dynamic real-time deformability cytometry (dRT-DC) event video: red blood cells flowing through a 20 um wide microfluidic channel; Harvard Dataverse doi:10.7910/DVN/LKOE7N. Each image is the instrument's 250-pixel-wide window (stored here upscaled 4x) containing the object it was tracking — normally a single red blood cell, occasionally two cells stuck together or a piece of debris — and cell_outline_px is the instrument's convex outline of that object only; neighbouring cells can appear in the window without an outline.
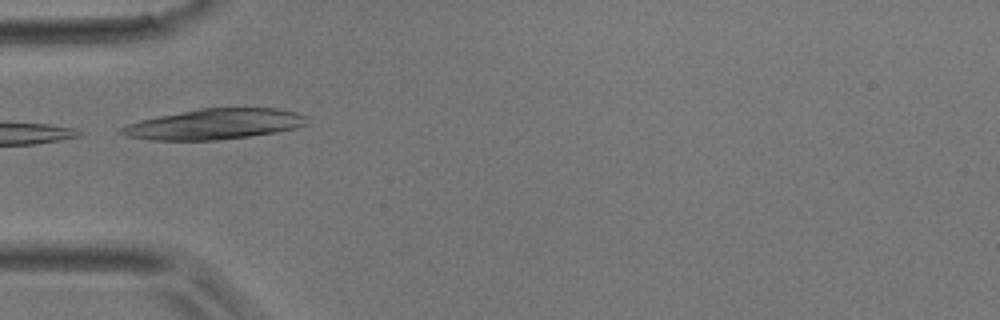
{"species": "common noctule bat (a hibernating species)", "species_latin": "Nyctalus noctula", "temperature_condition": "room temperature", "stored_images_in_passage": 1, "camera_frame_rate_fps": 3000, "um_per_image_px": 0.085, "animal": {"sex": "male", "body_mass_g": 17.9}, "frame": {"image": 1, "passage_image": 1, "time_ms": 0.0, "image_size_px": [1000, 320], "cell_outline_px": [[308, 124], [296, 128], [276, 132], [248, 136], [216, 140], [152, 140], [124, 136], [116, 132], [124, 124], [140, 120], [200, 108], [276, 108], [296, 112], [308, 116]], "centroid_in_image_um": [18.21, 10.55], "position_along_channel_um": 66.8, "area_um2": 33.12}}